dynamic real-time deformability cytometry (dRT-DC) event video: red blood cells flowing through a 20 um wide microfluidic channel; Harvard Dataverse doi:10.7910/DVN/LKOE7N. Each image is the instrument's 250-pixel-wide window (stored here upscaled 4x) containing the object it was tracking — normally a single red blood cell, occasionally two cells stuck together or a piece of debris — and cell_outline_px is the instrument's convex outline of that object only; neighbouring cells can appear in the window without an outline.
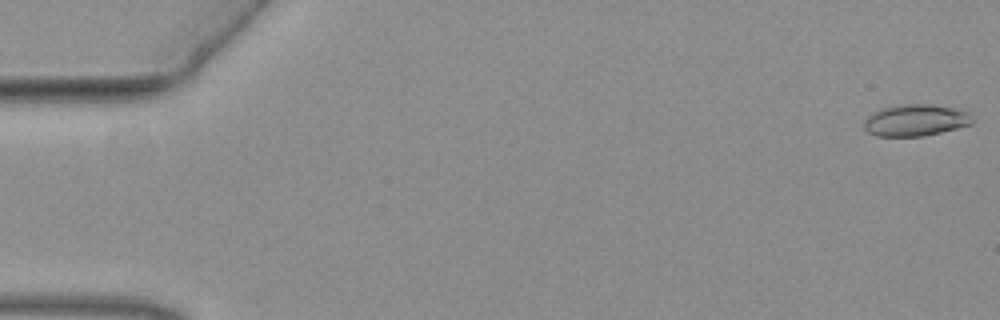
{"species": "common noctule bat (a hibernating species)", "species_latin": "Nyctalus noctula", "temperature_condition": "warm", "stored_images_in_passage": 16, "camera_frame_rate_fps": 3000, "um_per_image_px": 0.085, "animal": {"sex": "female", "body_mass_g": 19.3, "forearm_length_mm": 54.1}, "frame": {"image": 1, "passage_image": 1, "time_ms": 0.0, "image_size_px": [1000, 320], "cell_outline_px": [[972, 124], [924, 136], [876, 136], [868, 132], [864, 128], [864, 120], [872, 112], [880, 108], [900, 104], [932, 104], [952, 108], [968, 112], [972, 120]], "centroid_in_image_um": [77.77, 10.21], "position_along_channel_um": 7.2, "area_um2": 19.94}}